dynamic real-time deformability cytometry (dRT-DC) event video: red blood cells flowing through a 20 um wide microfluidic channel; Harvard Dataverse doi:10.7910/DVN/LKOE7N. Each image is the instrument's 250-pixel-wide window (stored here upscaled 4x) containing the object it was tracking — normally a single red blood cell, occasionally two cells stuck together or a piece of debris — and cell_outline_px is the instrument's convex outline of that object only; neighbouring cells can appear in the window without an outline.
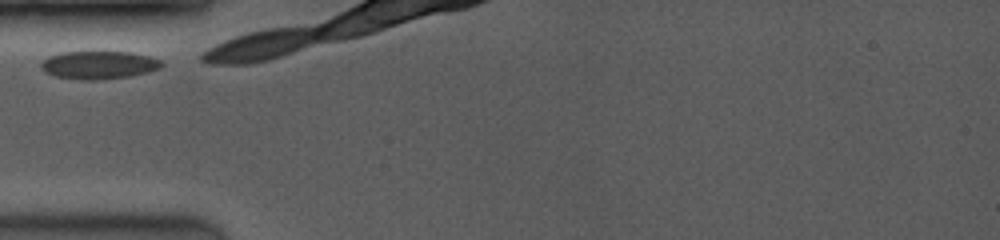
{"species": "common noctule bat (a hibernating species)", "species_latin": "Nyctalus noctula", "temperature_condition": "room temperature", "stored_images_in_passage": 6, "camera_frame_rate_fps": 3500, "um_per_image_px": 0.085, "animal": {"sex": "female", "body_mass_g": 19.0, "forearm_length_mm": 53.3}, "frame": {"image": 1, "passage_image": 1, "time_ms": 0.0, "image_size_px": [1000, 240], "cell_outline_px": [[164, 64], [160, 68], [148, 72], [128, 76], [96, 80], [84, 80], [56, 76], [44, 72], [40, 68], [40, 64], [48, 56], [60, 52], [132, 52], [148, 56], [160, 60]], "centroid_in_image_um": [8.38, 5.52], "position_along_channel_um": 76.6, "area_um2": 19.59}}